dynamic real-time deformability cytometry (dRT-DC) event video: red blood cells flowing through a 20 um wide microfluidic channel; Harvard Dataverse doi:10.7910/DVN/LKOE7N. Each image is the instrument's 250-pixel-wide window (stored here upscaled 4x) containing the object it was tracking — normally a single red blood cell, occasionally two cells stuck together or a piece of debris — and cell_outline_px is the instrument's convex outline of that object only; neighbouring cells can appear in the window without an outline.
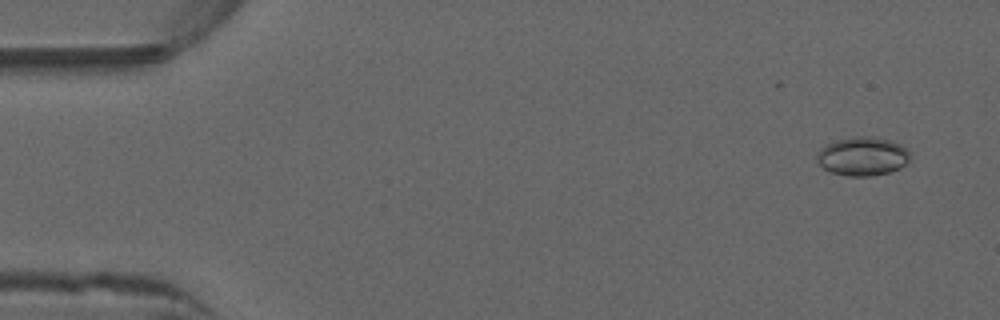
{"species": "common noctule bat (a hibernating species)", "species_latin": "Nyctalus noctula", "temperature_condition": "warm", "stored_images_in_passage": 47, "camera_frame_rate_fps": 3000, "um_per_image_px": 0.085, "animal": {"sex": "male", "forearm_length_mm": 52.5}, "frame": {"image": 1, "passage_image": 3, "time_ms": 0.667, "image_size_px": [1000, 320], "cell_outline_px": [[908, 164], [892, 172], [872, 176], [848, 176], [832, 172], [824, 168], [816, 160], [816, 152], [820, 148], [836, 140], [860, 136], [872, 136], [892, 140], [900, 144], [908, 152]], "centroid_in_image_um": [73.32, 13.29], "position_along_channel_um": 11.7, "area_um2": 21.1}}
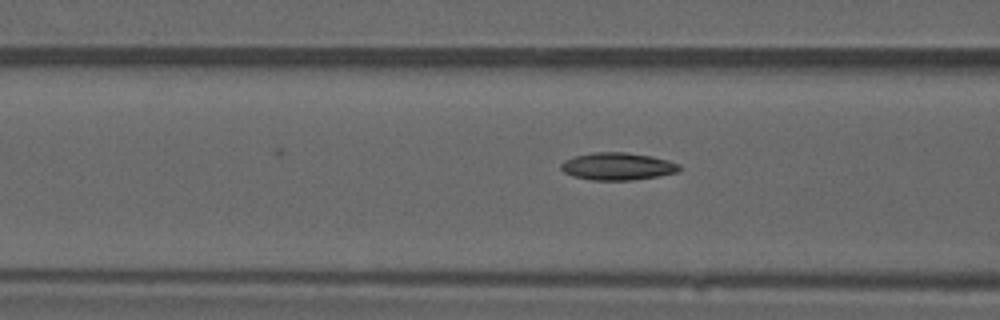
{"frame": {"image": 2, "passage_image": 20, "time_ms": 6.333, "image_size_px": [1000, 320], "cell_outline_px": [[680, 172], [660, 176], [632, 180], [592, 180], [572, 176], [564, 172], [560, 168], [560, 164], [564, 160], [576, 156], [592, 152], [624, 152], [652, 156], [668, 160], [680, 164]], "centroid_in_image_um": [52.51, 14.14], "position_along_channel_um": 114.1, "area_um2": 19.07}}
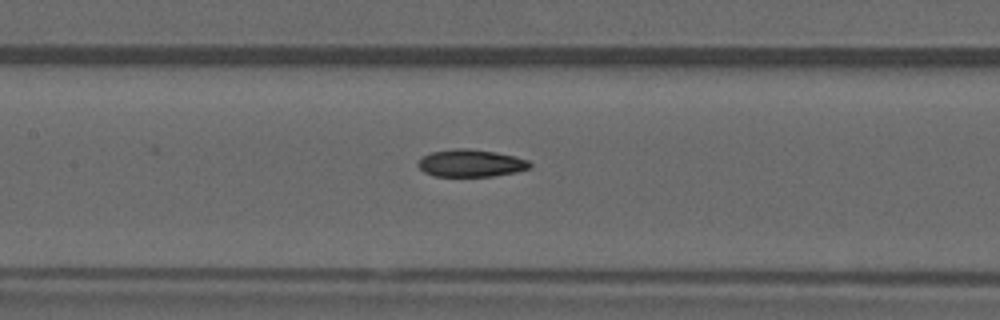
{"frame": {"image": 3, "passage_image": 24, "time_ms": 7.667, "image_size_px": [1000, 320], "cell_outline_px": [[532, 168], [516, 172], [492, 176], [432, 176], [424, 172], [416, 164], [424, 156], [432, 152], [456, 148], [468, 148], [496, 152], [516, 156], [528, 160], [532, 164]], "centroid_in_image_um": [40.06, 13.87], "position_along_channel_um": 167.3, "area_um2": 17.92}, "authors_computed_cell_mechanics": {"area_um2": 18.0914, "velocity_mm_per_s": 3.9736, "shape_relaxation_time_tau1_ms": null, "shape_relaxation_time_tau2_ms": 5.3829, "deformation_change_tau1": null, "deformation_change_tau2": 0.1409}}